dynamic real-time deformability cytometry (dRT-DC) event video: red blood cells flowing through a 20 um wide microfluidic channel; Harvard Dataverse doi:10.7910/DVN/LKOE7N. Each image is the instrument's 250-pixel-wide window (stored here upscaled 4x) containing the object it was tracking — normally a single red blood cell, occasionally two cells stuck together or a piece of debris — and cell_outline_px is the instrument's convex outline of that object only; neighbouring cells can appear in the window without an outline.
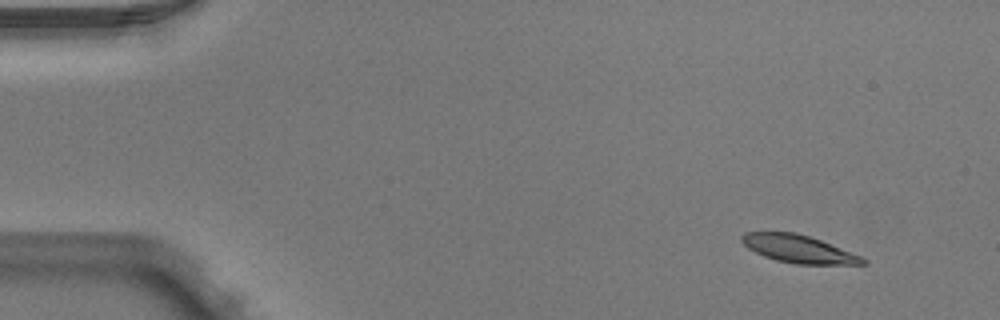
{"species": "Egyptian fruit bat (a non-hibernating species)", "species_latin": "Rousettus aegyptiacus", "temperature_condition": "warm", "stored_images_in_passage": 5, "camera_frame_rate_fps": 3000, "um_per_image_px": 0.085, "animal": {"sex": "male"}, "frame": {"image": 1, "passage_image": 1, "time_ms": 0.0, "image_size_px": [1000, 320], "cell_outline_px": [[868, 264], [796, 264], [776, 260], [764, 256], [748, 248], [740, 240], [740, 236], [744, 232], [796, 232], [820, 240], [864, 256], [868, 260]], "centroid_in_image_um": [67.91, 21.16], "position_along_channel_um": 17.1, "area_um2": 19.65}}
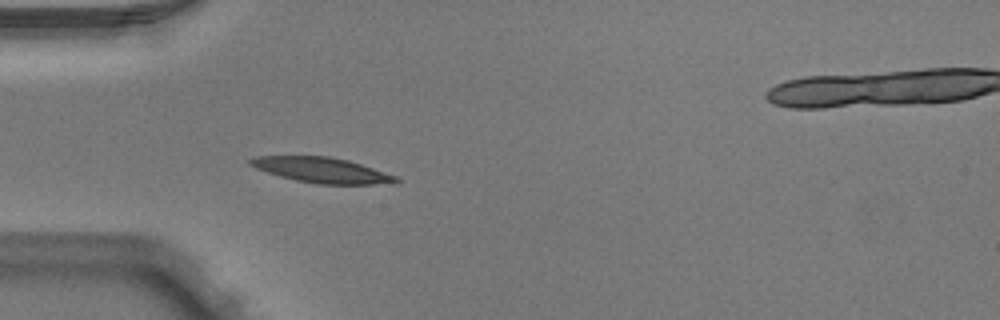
{"frame": {"image": 2, "passage_image": 4, "time_ms": 1.0, "image_size_px": [1000, 320], "cell_outline_px": [[400, 180], [396, 184], [316, 184], [296, 180], [280, 176], [256, 168], [248, 164], [248, 160], [256, 156], [328, 156], [348, 160], [396, 176]], "centroid_in_image_um": [27.37, 14.46], "position_along_channel_um": 57.6, "area_um2": 21.39}}